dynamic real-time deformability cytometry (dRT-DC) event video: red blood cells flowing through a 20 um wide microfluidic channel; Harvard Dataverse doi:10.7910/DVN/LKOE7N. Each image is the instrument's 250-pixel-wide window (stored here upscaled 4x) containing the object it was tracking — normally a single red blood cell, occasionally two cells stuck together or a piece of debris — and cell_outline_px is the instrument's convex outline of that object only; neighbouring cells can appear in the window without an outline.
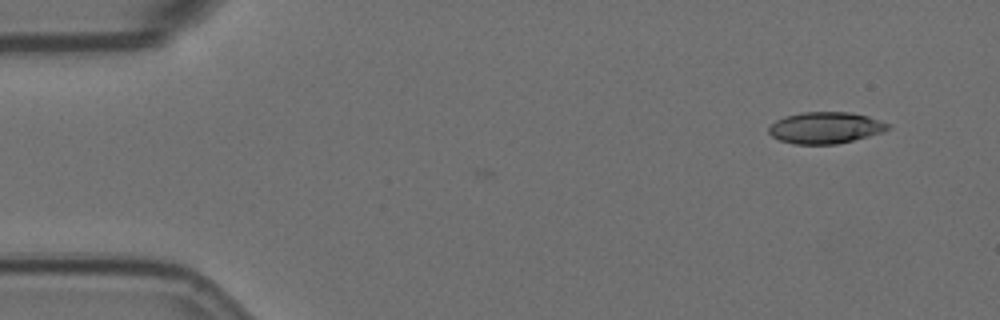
{"species": "Egyptian fruit bat (a non-hibernating species)", "species_latin": "Rousettus aegyptiacus", "temperature_condition": "room temperature", "stored_images_in_passage": 2, "camera_frame_rate_fps": 3000, "um_per_image_px": 0.085, "animal": {"sex": "female"}, "frame": {"image": 1, "passage_image": 2, "time_ms": 0.333, "image_size_px": [1000, 320], "cell_outline_px": [[892, 128], [884, 132], [836, 144], [796, 144], [780, 140], [772, 136], [768, 132], [768, 128], [776, 120], [784, 116], [804, 112], [848, 112], [868, 116], [892, 124]], "centroid_in_image_um": [70.2, 10.85], "position_along_channel_um": 14.8, "area_um2": 21.91}}